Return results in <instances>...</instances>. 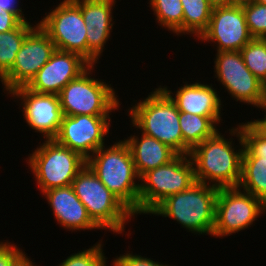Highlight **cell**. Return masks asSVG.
Instances as JSON below:
<instances>
[{"instance_id":"6da1fadb","label":"cell","mask_w":266,"mask_h":266,"mask_svg":"<svg viewBox=\"0 0 266 266\" xmlns=\"http://www.w3.org/2000/svg\"><path fill=\"white\" fill-rule=\"evenodd\" d=\"M229 131L230 135L237 136L241 149L234 148V138L228 140L217 131L190 151L196 182L212 183L217 188L238 187L244 150L240 123Z\"/></svg>"},{"instance_id":"7a4b0ae2","label":"cell","mask_w":266,"mask_h":266,"mask_svg":"<svg viewBox=\"0 0 266 266\" xmlns=\"http://www.w3.org/2000/svg\"><path fill=\"white\" fill-rule=\"evenodd\" d=\"M87 165L134 216L139 214L140 177L124 140L115 142L109 148L100 147L87 160Z\"/></svg>"},{"instance_id":"3957f363","label":"cell","mask_w":266,"mask_h":266,"mask_svg":"<svg viewBox=\"0 0 266 266\" xmlns=\"http://www.w3.org/2000/svg\"><path fill=\"white\" fill-rule=\"evenodd\" d=\"M219 188L195 182L190 188L167 197L151 213L172 218L194 234H213Z\"/></svg>"},{"instance_id":"277c9868","label":"cell","mask_w":266,"mask_h":266,"mask_svg":"<svg viewBox=\"0 0 266 266\" xmlns=\"http://www.w3.org/2000/svg\"><path fill=\"white\" fill-rule=\"evenodd\" d=\"M128 110L132 123L130 125L183 155L179 111L174 101L160 86Z\"/></svg>"},{"instance_id":"5b68a950","label":"cell","mask_w":266,"mask_h":266,"mask_svg":"<svg viewBox=\"0 0 266 266\" xmlns=\"http://www.w3.org/2000/svg\"><path fill=\"white\" fill-rule=\"evenodd\" d=\"M75 194L91 219L102 229L124 232V225L134 214L99 180L86 164L72 182Z\"/></svg>"},{"instance_id":"8992f818","label":"cell","mask_w":266,"mask_h":266,"mask_svg":"<svg viewBox=\"0 0 266 266\" xmlns=\"http://www.w3.org/2000/svg\"><path fill=\"white\" fill-rule=\"evenodd\" d=\"M42 144L26 158L41 193L51 188L72 185L87 160L54 139L45 140Z\"/></svg>"},{"instance_id":"52a82bcc","label":"cell","mask_w":266,"mask_h":266,"mask_svg":"<svg viewBox=\"0 0 266 266\" xmlns=\"http://www.w3.org/2000/svg\"><path fill=\"white\" fill-rule=\"evenodd\" d=\"M93 70L94 65H91L60 91L58 97L63 115L110 116L111 112L119 109L120 103L114 88L111 84L92 78L90 75Z\"/></svg>"},{"instance_id":"ba28073f","label":"cell","mask_w":266,"mask_h":266,"mask_svg":"<svg viewBox=\"0 0 266 266\" xmlns=\"http://www.w3.org/2000/svg\"><path fill=\"white\" fill-rule=\"evenodd\" d=\"M140 180L139 214H150L167 197L187 190L196 182L189 155H178L170 163L148 170Z\"/></svg>"},{"instance_id":"9c48e42d","label":"cell","mask_w":266,"mask_h":266,"mask_svg":"<svg viewBox=\"0 0 266 266\" xmlns=\"http://www.w3.org/2000/svg\"><path fill=\"white\" fill-rule=\"evenodd\" d=\"M265 212L261 200L239 187L219 188L212 235L224 237L245 230Z\"/></svg>"},{"instance_id":"30bf717a","label":"cell","mask_w":266,"mask_h":266,"mask_svg":"<svg viewBox=\"0 0 266 266\" xmlns=\"http://www.w3.org/2000/svg\"><path fill=\"white\" fill-rule=\"evenodd\" d=\"M38 25L57 50L73 52L87 60V29L81 8L74 0L60 2Z\"/></svg>"},{"instance_id":"8fae6325","label":"cell","mask_w":266,"mask_h":266,"mask_svg":"<svg viewBox=\"0 0 266 266\" xmlns=\"http://www.w3.org/2000/svg\"><path fill=\"white\" fill-rule=\"evenodd\" d=\"M214 61L215 78L236 101L264 109L262 82L246 67L241 51H221Z\"/></svg>"},{"instance_id":"7c38bea8","label":"cell","mask_w":266,"mask_h":266,"mask_svg":"<svg viewBox=\"0 0 266 266\" xmlns=\"http://www.w3.org/2000/svg\"><path fill=\"white\" fill-rule=\"evenodd\" d=\"M56 51L55 44L38 25L27 34L13 66L0 78L4 91L26 86Z\"/></svg>"},{"instance_id":"4fadbf2b","label":"cell","mask_w":266,"mask_h":266,"mask_svg":"<svg viewBox=\"0 0 266 266\" xmlns=\"http://www.w3.org/2000/svg\"><path fill=\"white\" fill-rule=\"evenodd\" d=\"M110 122V116L63 115L54 140L88 160L104 145L105 136L110 132Z\"/></svg>"},{"instance_id":"5bb4252c","label":"cell","mask_w":266,"mask_h":266,"mask_svg":"<svg viewBox=\"0 0 266 266\" xmlns=\"http://www.w3.org/2000/svg\"><path fill=\"white\" fill-rule=\"evenodd\" d=\"M198 39L217 44V52L240 51L253 39L242 5L214 7L208 27Z\"/></svg>"},{"instance_id":"9a60e30c","label":"cell","mask_w":266,"mask_h":266,"mask_svg":"<svg viewBox=\"0 0 266 266\" xmlns=\"http://www.w3.org/2000/svg\"><path fill=\"white\" fill-rule=\"evenodd\" d=\"M8 94L22 101L23 116L30 128L43 134L45 140L56 137L63 118L58 95L37 93L26 86L17 87Z\"/></svg>"},{"instance_id":"2e32d148","label":"cell","mask_w":266,"mask_h":266,"mask_svg":"<svg viewBox=\"0 0 266 266\" xmlns=\"http://www.w3.org/2000/svg\"><path fill=\"white\" fill-rule=\"evenodd\" d=\"M90 66L79 54L56 49L26 87L37 93L58 95L70 81L78 78Z\"/></svg>"},{"instance_id":"e0dca14e","label":"cell","mask_w":266,"mask_h":266,"mask_svg":"<svg viewBox=\"0 0 266 266\" xmlns=\"http://www.w3.org/2000/svg\"><path fill=\"white\" fill-rule=\"evenodd\" d=\"M81 8L86 25L87 61L94 65L110 38L114 22L113 7L116 0H74ZM113 22V23H112Z\"/></svg>"},{"instance_id":"ac0fdd59","label":"cell","mask_w":266,"mask_h":266,"mask_svg":"<svg viewBox=\"0 0 266 266\" xmlns=\"http://www.w3.org/2000/svg\"><path fill=\"white\" fill-rule=\"evenodd\" d=\"M52 208L57 222L67 230L101 228L91 219L87 209L75 194L72 185L51 188L42 193Z\"/></svg>"},{"instance_id":"d6986e66","label":"cell","mask_w":266,"mask_h":266,"mask_svg":"<svg viewBox=\"0 0 266 266\" xmlns=\"http://www.w3.org/2000/svg\"><path fill=\"white\" fill-rule=\"evenodd\" d=\"M174 101L179 112L205 117H221V99L211 85L195 82L178 87L176 94L166 86H160ZM173 94V95H172ZM175 95V96H174Z\"/></svg>"},{"instance_id":"ffe728a7","label":"cell","mask_w":266,"mask_h":266,"mask_svg":"<svg viewBox=\"0 0 266 266\" xmlns=\"http://www.w3.org/2000/svg\"><path fill=\"white\" fill-rule=\"evenodd\" d=\"M124 141L130 149L139 177L148 170L170 163L179 155L170 146L143 133L141 137L131 135L127 139L125 138Z\"/></svg>"},{"instance_id":"44dd1931","label":"cell","mask_w":266,"mask_h":266,"mask_svg":"<svg viewBox=\"0 0 266 266\" xmlns=\"http://www.w3.org/2000/svg\"><path fill=\"white\" fill-rule=\"evenodd\" d=\"M221 117H205L196 114L179 112V124L183 136V155L212 137L217 131L216 125Z\"/></svg>"},{"instance_id":"7402d4cb","label":"cell","mask_w":266,"mask_h":266,"mask_svg":"<svg viewBox=\"0 0 266 266\" xmlns=\"http://www.w3.org/2000/svg\"><path fill=\"white\" fill-rule=\"evenodd\" d=\"M238 187L266 205V159L242 157L241 180Z\"/></svg>"},{"instance_id":"603a6c76","label":"cell","mask_w":266,"mask_h":266,"mask_svg":"<svg viewBox=\"0 0 266 266\" xmlns=\"http://www.w3.org/2000/svg\"><path fill=\"white\" fill-rule=\"evenodd\" d=\"M183 7V34L190 33L195 37L207 29L213 6L208 0H181Z\"/></svg>"},{"instance_id":"cb8c5ba5","label":"cell","mask_w":266,"mask_h":266,"mask_svg":"<svg viewBox=\"0 0 266 266\" xmlns=\"http://www.w3.org/2000/svg\"><path fill=\"white\" fill-rule=\"evenodd\" d=\"M35 26L29 21L21 22L15 29L0 32V78L13 66L23 41Z\"/></svg>"},{"instance_id":"d4e9b609","label":"cell","mask_w":266,"mask_h":266,"mask_svg":"<svg viewBox=\"0 0 266 266\" xmlns=\"http://www.w3.org/2000/svg\"><path fill=\"white\" fill-rule=\"evenodd\" d=\"M157 23L177 35L183 34V7L181 0H150Z\"/></svg>"},{"instance_id":"484cf974","label":"cell","mask_w":266,"mask_h":266,"mask_svg":"<svg viewBox=\"0 0 266 266\" xmlns=\"http://www.w3.org/2000/svg\"><path fill=\"white\" fill-rule=\"evenodd\" d=\"M244 141L242 157H260L266 159V126L258 119L240 124Z\"/></svg>"},{"instance_id":"4316f807","label":"cell","mask_w":266,"mask_h":266,"mask_svg":"<svg viewBox=\"0 0 266 266\" xmlns=\"http://www.w3.org/2000/svg\"><path fill=\"white\" fill-rule=\"evenodd\" d=\"M240 51L246 67L262 82L266 77V38H253Z\"/></svg>"},{"instance_id":"83f0119b","label":"cell","mask_w":266,"mask_h":266,"mask_svg":"<svg viewBox=\"0 0 266 266\" xmlns=\"http://www.w3.org/2000/svg\"><path fill=\"white\" fill-rule=\"evenodd\" d=\"M247 27L253 38H266V5L251 2L242 5Z\"/></svg>"},{"instance_id":"f1b7e54d","label":"cell","mask_w":266,"mask_h":266,"mask_svg":"<svg viewBox=\"0 0 266 266\" xmlns=\"http://www.w3.org/2000/svg\"><path fill=\"white\" fill-rule=\"evenodd\" d=\"M101 243L99 241L89 249L71 254L59 266H107Z\"/></svg>"},{"instance_id":"f546056e","label":"cell","mask_w":266,"mask_h":266,"mask_svg":"<svg viewBox=\"0 0 266 266\" xmlns=\"http://www.w3.org/2000/svg\"><path fill=\"white\" fill-rule=\"evenodd\" d=\"M16 245L8 241L0 242V266H18L27 256Z\"/></svg>"},{"instance_id":"4dcf8cb0","label":"cell","mask_w":266,"mask_h":266,"mask_svg":"<svg viewBox=\"0 0 266 266\" xmlns=\"http://www.w3.org/2000/svg\"><path fill=\"white\" fill-rule=\"evenodd\" d=\"M113 266H169L161 264L157 261L151 260V258H145L141 255H133V253H124L116 257L112 262Z\"/></svg>"},{"instance_id":"1f68e13d","label":"cell","mask_w":266,"mask_h":266,"mask_svg":"<svg viewBox=\"0 0 266 266\" xmlns=\"http://www.w3.org/2000/svg\"><path fill=\"white\" fill-rule=\"evenodd\" d=\"M22 21L12 12L4 11L0 14V32L15 29Z\"/></svg>"},{"instance_id":"d6a6232c","label":"cell","mask_w":266,"mask_h":266,"mask_svg":"<svg viewBox=\"0 0 266 266\" xmlns=\"http://www.w3.org/2000/svg\"><path fill=\"white\" fill-rule=\"evenodd\" d=\"M17 1V2H16ZM18 0H0V14L1 12L8 11L14 13L22 22H27V18H25L23 14V9L20 8L17 4Z\"/></svg>"},{"instance_id":"836d02e7","label":"cell","mask_w":266,"mask_h":266,"mask_svg":"<svg viewBox=\"0 0 266 266\" xmlns=\"http://www.w3.org/2000/svg\"><path fill=\"white\" fill-rule=\"evenodd\" d=\"M213 7L227 6L233 4V0H208Z\"/></svg>"},{"instance_id":"e575fe53","label":"cell","mask_w":266,"mask_h":266,"mask_svg":"<svg viewBox=\"0 0 266 266\" xmlns=\"http://www.w3.org/2000/svg\"><path fill=\"white\" fill-rule=\"evenodd\" d=\"M18 266H37L33 263L28 256Z\"/></svg>"},{"instance_id":"d590c367","label":"cell","mask_w":266,"mask_h":266,"mask_svg":"<svg viewBox=\"0 0 266 266\" xmlns=\"http://www.w3.org/2000/svg\"><path fill=\"white\" fill-rule=\"evenodd\" d=\"M256 0H233V4L244 5L247 3L255 2Z\"/></svg>"},{"instance_id":"8d00e7d4","label":"cell","mask_w":266,"mask_h":266,"mask_svg":"<svg viewBox=\"0 0 266 266\" xmlns=\"http://www.w3.org/2000/svg\"><path fill=\"white\" fill-rule=\"evenodd\" d=\"M262 88H263L264 95L266 96V77H265V79L262 81Z\"/></svg>"},{"instance_id":"74e56055","label":"cell","mask_w":266,"mask_h":266,"mask_svg":"<svg viewBox=\"0 0 266 266\" xmlns=\"http://www.w3.org/2000/svg\"><path fill=\"white\" fill-rule=\"evenodd\" d=\"M264 126H266V118L258 119Z\"/></svg>"},{"instance_id":"f35d334b","label":"cell","mask_w":266,"mask_h":266,"mask_svg":"<svg viewBox=\"0 0 266 266\" xmlns=\"http://www.w3.org/2000/svg\"><path fill=\"white\" fill-rule=\"evenodd\" d=\"M255 2L266 5V0H256Z\"/></svg>"},{"instance_id":"ab89813d","label":"cell","mask_w":266,"mask_h":266,"mask_svg":"<svg viewBox=\"0 0 266 266\" xmlns=\"http://www.w3.org/2000/svg\"><path fill=\"white\" fill-rule=\"evenodd\" d=\"M263 110H265L264 112H265V114H266V103H265V107H264ZM264 118H266V115H264Z\"/></svg>"}]
</instances>
